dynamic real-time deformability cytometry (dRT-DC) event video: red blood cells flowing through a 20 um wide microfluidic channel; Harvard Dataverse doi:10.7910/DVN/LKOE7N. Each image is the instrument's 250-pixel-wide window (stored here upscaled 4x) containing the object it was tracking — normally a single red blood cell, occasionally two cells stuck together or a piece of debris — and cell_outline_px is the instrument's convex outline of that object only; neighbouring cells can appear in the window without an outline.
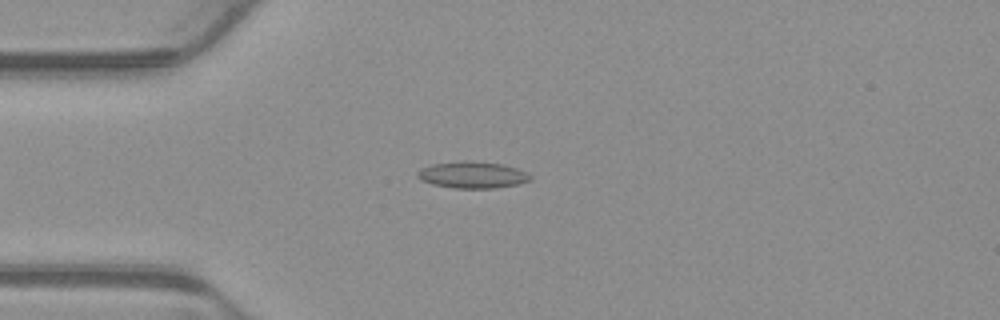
{"species": "common noctule bat (a hibernating species)", "species_latin": "Nyctalus noctula", "temperature_condition": "warm", "stored_images_in_passage": 7, "camera_frame_rate_fps": 3000, "um_per_image_px": 0.085, "animal": {"sex": "male", "body_mass_g": 23.1, "forearm_length_mm": 52.7}, "frame": {"image": 1, "passage_image": 4, "time_ms": 1.0, "image_size_px": [1000, 320], "cell_outline_px": [[532, 180], [520, 184], [496, 188], [452, 188], [432, 184], [420, 180], [416, 176], [416, 172], [420, 168], [432, 164], [460, 160], [468, 160], [504, 164], [528, 172], [532, 176]], "centroid_in_image_um": [40.16, 14.86], "position_along_channel_um": 44.8, "area_um2": 17.98}}
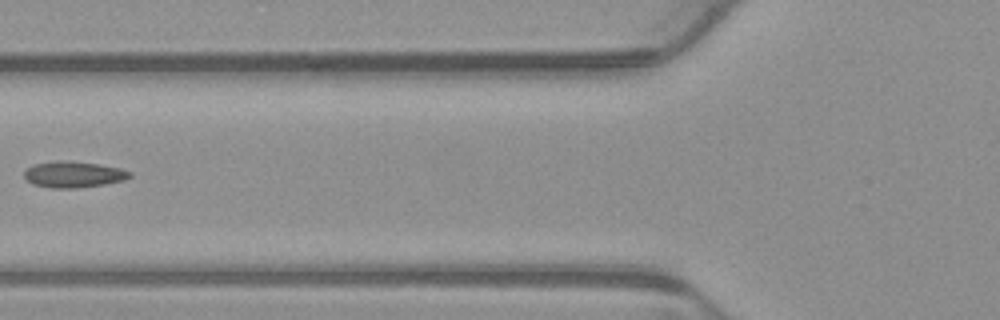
{"frame": {"image": 2, "passage_image": 6, "time_ms": 1.667, "image_size_px": [1000, 320], "cell_outline_px": [[132, 176], [124, 180], [104, 184], [76, 188], [52, 188], [32, 184], [24, 176], [24, 172], [32, 164], [56, 160], [64, 160], [96, 164], [120, 168], [132, 172]], "centroid_in_image_um": [6.24, 14.82], "position_along_channel_um": 119.6, "area_um2": 16.07}}
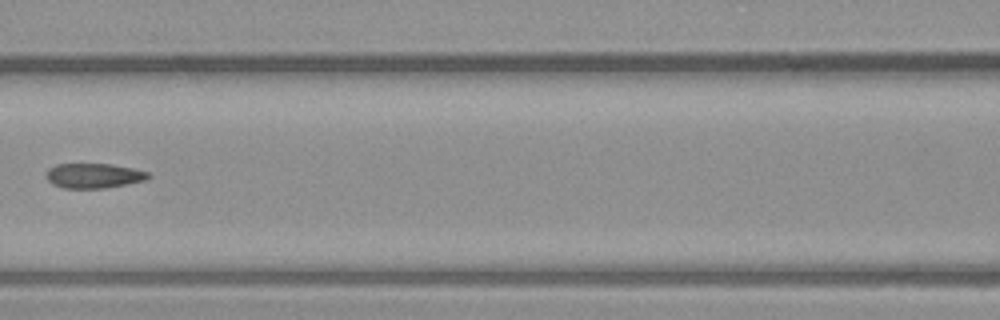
{"frame": {"image": 3, "passage_image": 7, "time_ms": 2.0, "image_size_px": [1000, 320], "cell_outline_px": [[152, 176], [144, 180], [104, 188], [64, 188], [52, 184], [44, 176], [44, 172], [48, 168], [56, 164], [112, 164], [132, 168], [148, 172]], "centroid_in_image_um": [7.9, 14.92], "position_along_channel_um": 158.7, "area_um2": 14.8}}